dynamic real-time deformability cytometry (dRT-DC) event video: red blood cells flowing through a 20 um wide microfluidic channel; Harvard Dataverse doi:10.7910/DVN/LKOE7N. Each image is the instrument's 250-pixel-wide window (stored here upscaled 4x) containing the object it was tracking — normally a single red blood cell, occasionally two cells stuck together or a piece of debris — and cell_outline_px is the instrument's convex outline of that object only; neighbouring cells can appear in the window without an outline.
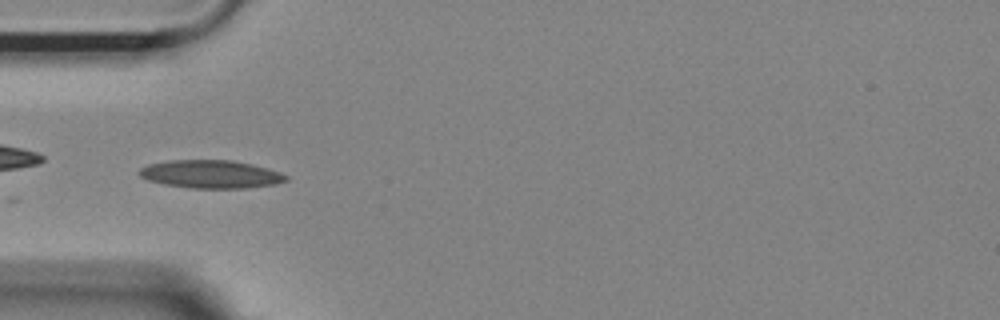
{"species": "Egyptian fruit bat (a non-hibernating species)", "species_latin": "Rousettus aegyptiacus", "temperature_condition": "room temperature", "stored_images_in_passage": 53, "camera_frame_rate_fps": 3000, "um_per_image_px": 0.085, "animal": {"sex": "female"}, "frame": {"image": 1, "passage_image": 16, "time_ms": 5.0, "image_size_px": [1000, 320], "cell_outline_px": [[288, 180], [276, 184], [244, 188], [192, 188], [164, 184], [148, 180], [140, 176], [140, 168], [148, 164], [168, 160], [232, 160], [252, 164], [280, 172], [288, 176]], "centroid_in_image_um": [17.93, 14.8], "position_along_channel_um": 67.1, "area_um2": 23.93}}
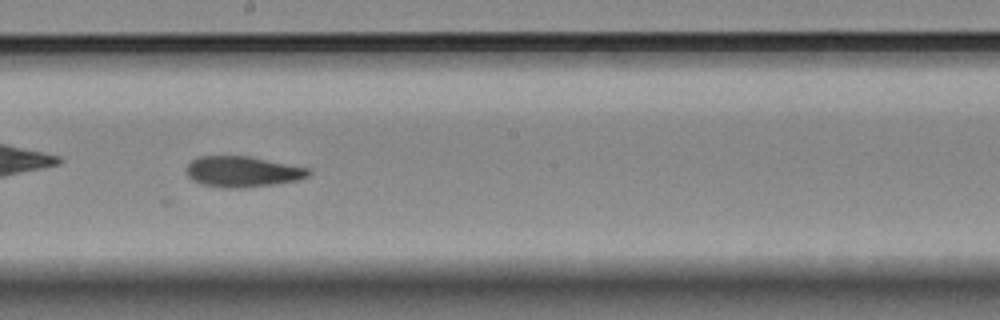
{"frame": {"image": 2, "passage_image": 29, "time_ms": 9.333, "image_size_px": [1000, 320], "cell_outline_px": [[312, 172], [308, 176], [296, 180], [276, 184], [244, 188], [220, 188], [200, 184], [192, 180], [188, 176], [184, 168], [192, 160], [200, 156], [248, 156], [308, 168]], "centroid_in_image_um": [20.56, 14.6], "position_along_channel_um": 227.6, "area_um2": 22.02}}
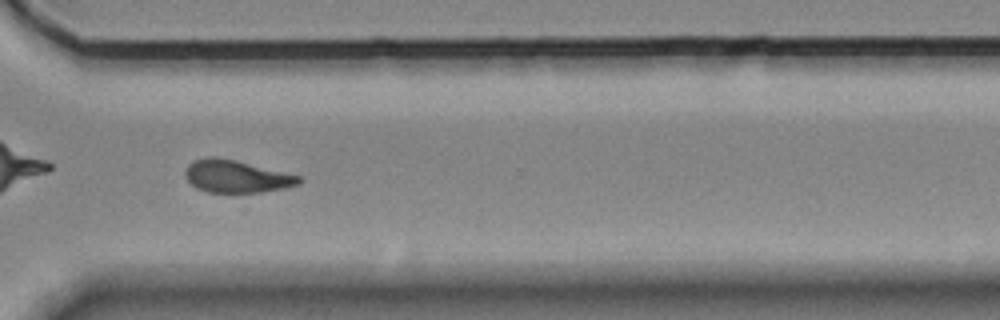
{"frame": {"image": 3, "passage_image": 39, "time_ms": 12.667, "image_size_px": [1000, 320], "cell_outline_px": [[304, 180], [300, 184], [284, 188], [260, 192], [208, 192], [196, 188], [184, 176], [184, 168], [192, 160], [208, 156], [216, 156], [236, 160], [300, 176]], "centroid_in_image_um": [20.06, 14.98], "position_along_channel_um": 350.5, "area_um2": 21.68}, "authors_computed_cell_mechanics": {"area_um2": 21.4438, "velocity_mm_per_s": 3.6818, "shape_relaxation_time_tau1_ms": null, "shape_relaxation_time_tau2_ms": 6.5725, "deformation_change_tau1": null, "deformation_change_tau2": 0.1236}}